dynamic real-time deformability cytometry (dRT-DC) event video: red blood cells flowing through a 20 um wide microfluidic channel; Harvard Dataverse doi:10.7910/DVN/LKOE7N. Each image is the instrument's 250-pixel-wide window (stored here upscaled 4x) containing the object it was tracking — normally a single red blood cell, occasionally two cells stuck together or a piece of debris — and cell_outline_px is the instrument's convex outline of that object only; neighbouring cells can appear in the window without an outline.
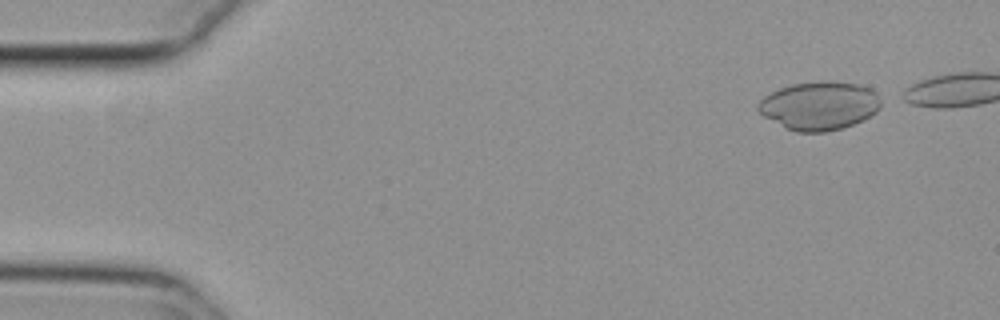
{"species": "common noctule bat (a hibernating species)", "species_latin": "Nyctalus noctula", "temperature_condition": "cold", "stored_images_in_passage": 9, "camera_frame_rate_fps": 3000, "um_per_image_px": 0.085, "animal": {"sex": "female", "body_mass_g": 29.2, "forearm_length_mm": 56.3}, "frame": {"image": 1, "passage_image": 1, "time_ms": 0.0, "image_size_px": [1000, 320], "cell_outline_px": [[880, 108], [876, 112], [864, 120], [840, 128], [824, 132], [796, 132], [784, 128], [764, 116], [756, 108], [756, 104], [764, 96], [780, 88], [792, 84], [856, 84], [872, 88], [876, 92], [880, 100]], "centroid_in_image_um": [69.62, 9.04], "position_along_channel_um": 15.4, "area_um2": 33.81}}